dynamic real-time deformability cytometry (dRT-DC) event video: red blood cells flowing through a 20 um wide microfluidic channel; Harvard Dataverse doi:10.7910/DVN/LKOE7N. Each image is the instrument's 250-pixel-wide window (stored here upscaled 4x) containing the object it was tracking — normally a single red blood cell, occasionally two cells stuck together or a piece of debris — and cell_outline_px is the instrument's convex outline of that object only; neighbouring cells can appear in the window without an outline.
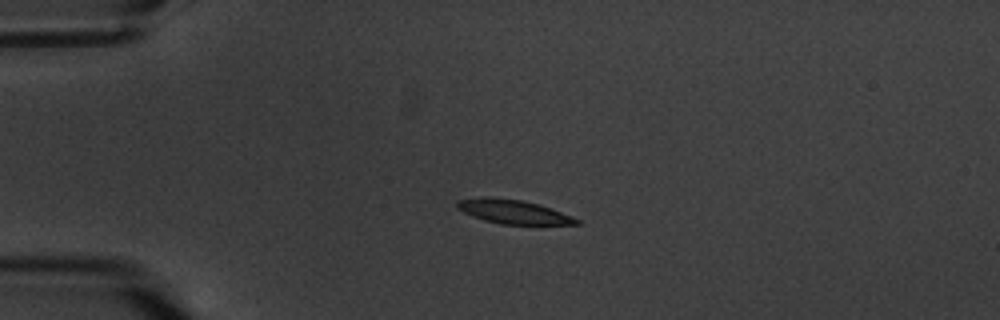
{"species": "common noctule bat (a hibernating species)", "species_latin": "Nyctalus noctula", "temperature_condition": "warm", "stored_images_in_passage": 5, "camera_frame_rate_fps": 3000, "um_per_image_px": 0.085, "animal": {"sex": "male", "body_mass_g": 20.1, "forearm_length_mm": 53.5}, "frame": {"image": 1, "passage_image": 4, "time_ms": 3.667, "image_size_px": [1000, 320], "cell_outline_px": [[580, 224], [500, 224], [484, 220], [472, 216], [456, 208], [456, 200], [480, 196], [492, 196], [520, 200], [552, 208], [580, 220]], "centroid_in_image_um": [43.56, 17.98], "position_along_channel_um": 41.4, "area_um2": 16.7}}
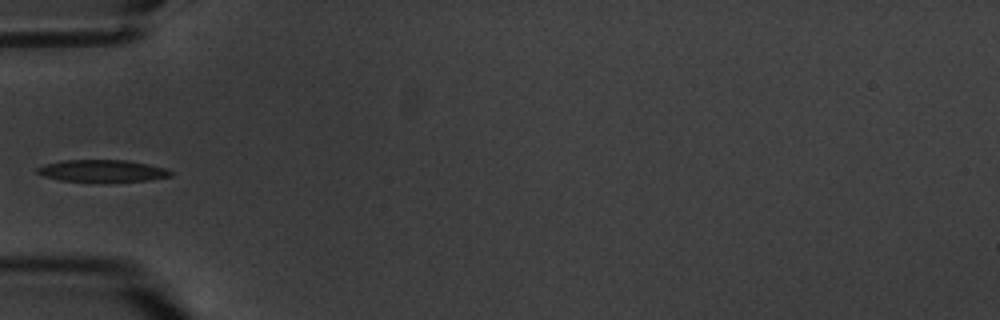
{"frame": {"image": 2, "passage_image": 5, "time_ms": 5.667, "image_size_px": [1000, 320], "cell_outline_px": [[172, 176], [148, 180], [108, 184], [60, 180], [44, 176], [36, 172], [36, 168], [44, 164], [64, 160], [124, 160], [148, 164], [164, 168], [172, 172]], "centroid_in_image_um": [8.68, 14.56], "position_along_channel_um": 76.3, "area_um2": 17.74}}